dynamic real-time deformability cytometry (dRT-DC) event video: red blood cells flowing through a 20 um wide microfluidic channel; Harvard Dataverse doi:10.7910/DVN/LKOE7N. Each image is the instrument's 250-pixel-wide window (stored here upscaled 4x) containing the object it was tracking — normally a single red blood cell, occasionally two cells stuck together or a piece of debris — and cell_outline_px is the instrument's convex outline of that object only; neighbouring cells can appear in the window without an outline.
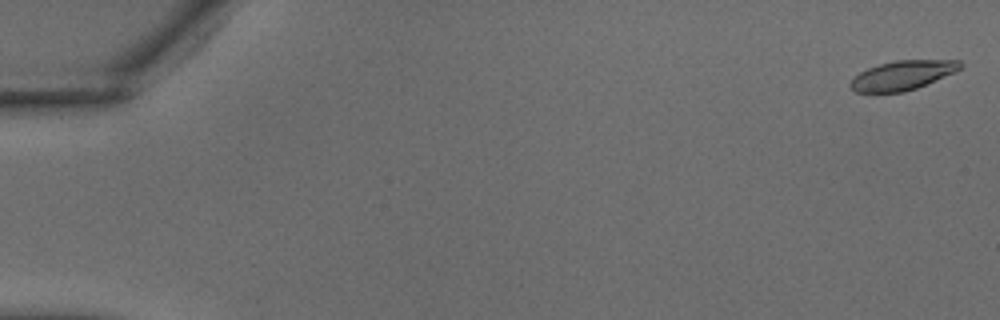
{"species": "common noctule bat (a hibernating species)", "species_latin": "Nyctalus noctula", "temperature_condition": "warm", "stored_images_in_passage": 8, "camera_frame_rate_fps": 3000, "um_per_image_px": 0.085, "animal": {"sex": "male", "body_mass_g": 18.8}, "frame": {"image": 1, "passage_image": 1, "time_ms": 0.0, "image_size_px": [1000, 320], "cell_outline_px": [[964, 68], [956, 72], [916, 88], [904, 92], [856, 92], [848, 84], [860, 72], [868, 68], [880, 64], [896, 60], [960, 60], [964, 64]], "centroid_in_image_um": [76.78, 6.39], "position_along_channel_um": 8.2, "area_um2": 18.73}}